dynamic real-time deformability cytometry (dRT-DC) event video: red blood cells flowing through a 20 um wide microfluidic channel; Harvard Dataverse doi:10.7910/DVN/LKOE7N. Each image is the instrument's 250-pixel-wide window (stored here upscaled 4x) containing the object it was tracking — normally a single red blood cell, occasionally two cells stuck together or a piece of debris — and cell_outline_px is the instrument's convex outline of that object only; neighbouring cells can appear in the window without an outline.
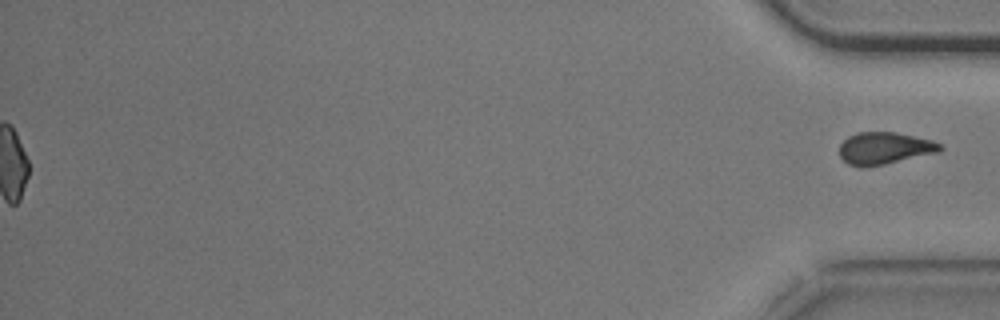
{"species": "common noctule bat (a hibernating species)", "species_latin": "Nyctalus noctula", "temperature_condition": "cold", "stored_images_in_passage": 53, "segment_of_instrument_passage": [2, 2], "camera_frame_rate_fps": 3000, "um_per_image_px": 0.085, "animal": {"sex": "male", "body_mass_g": 20.5, "forearm_length_mm": 52.5}, "frame": {"image": 1, "passage_image": 53, "time_ms": 17.333, "image_size_px": [1000, 320], "cell_outline_px": [[944, 148], [940, 152], [884, 164], [864, 168], [860, 168], [848, 164], [840, 156], [840, 144], [848, 136], [856, 132], [896, 132], [932, 140], [940, 144]], "centroid_in_image_um": [75.18, 12.6], "position_along_channel_um": 360.0, "area_um2": 18.96}}